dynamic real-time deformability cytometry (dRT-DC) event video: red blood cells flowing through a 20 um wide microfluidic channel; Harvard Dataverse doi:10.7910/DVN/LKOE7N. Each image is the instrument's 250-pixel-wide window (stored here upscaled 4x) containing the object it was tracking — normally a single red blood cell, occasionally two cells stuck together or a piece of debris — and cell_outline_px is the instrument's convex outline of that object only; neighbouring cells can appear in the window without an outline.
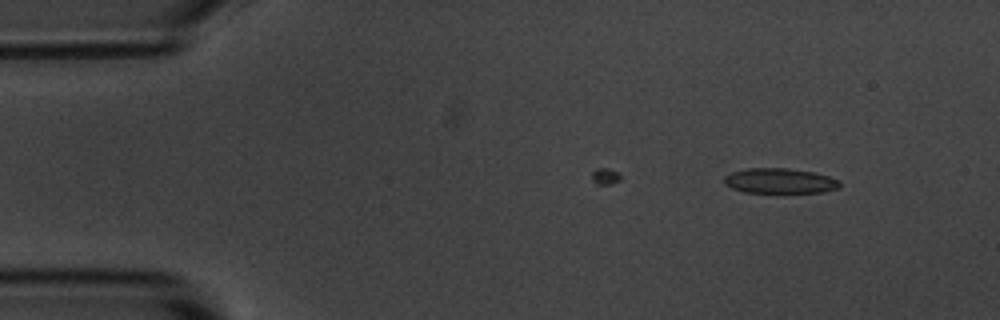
{"species": "common noctule bat (a hibernating species)", "species_latin": "Nyctalus noctula", "temperature_condition": "room temperature", "stored_images_in_passage": 4, "camera_frame_rate_fps": 3000, "um_per_image_px": 0.085, "animal": {"sex": "male", "body_mass_g": 20.1, "forearm_length_mm": 53.5}, "frame": {"image": 1, "passage_image": 1, "time_ms": 0.0, "image_size_px": [1000, 320], "cell_outline_px": [[840, 188], [824, 192], [744, 192], [732, 188], [724, 184], [724, 176], [732, 172], [744, 168], [788, 168], [812, 172], [828, 176], [840, 180]], "centroid_in_image_um": [66.28, 15.37], "position_along_channel_um": 18.7, "area_um2": 16.94}}
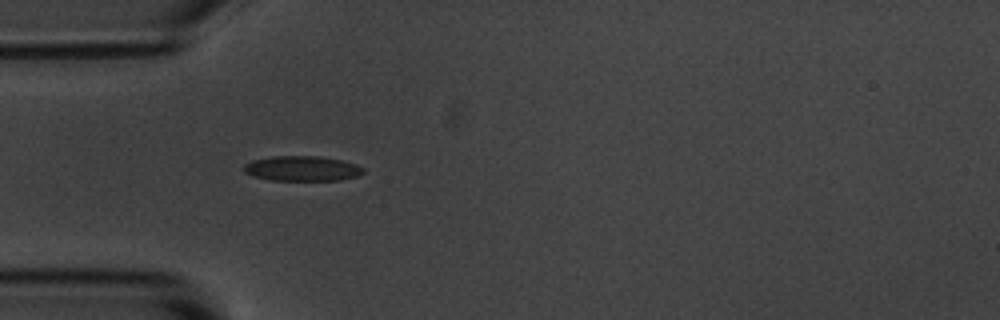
{"frame": {"image": 2, "passage_image": 4, "time_ms": 3.333, "image_size_px": [1000, 320], "cell_outline_px": [[364, 172], [356, 176], [340, 180], [268, 180], [252, 176], [244, 172], [244, 164], [252, 160], [272, 156], [320, 156], [340, 160], [356, 164], [364, 168]], "centroid_in_image_um": [25.65, 14.32], "position_along_channel_um": 59.4, "area_um2": 17.46}}